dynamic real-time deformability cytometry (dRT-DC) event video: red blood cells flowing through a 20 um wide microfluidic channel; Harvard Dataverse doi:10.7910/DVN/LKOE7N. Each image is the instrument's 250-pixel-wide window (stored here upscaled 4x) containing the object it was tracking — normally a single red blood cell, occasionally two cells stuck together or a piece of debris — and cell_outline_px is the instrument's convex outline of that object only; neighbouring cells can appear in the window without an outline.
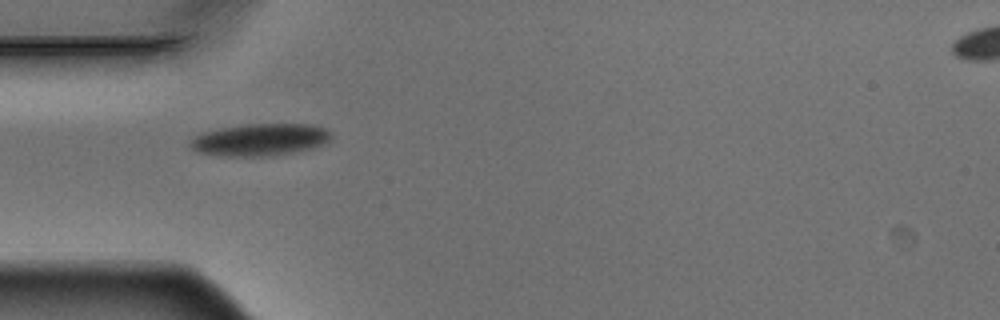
{"species": "Egyptian fruit bat (a non-hibernating species)", "species_latin": "Rousettus aegyptiacus", "temperature_condition": "warm", "stored_images_in_passage": 3, "camera_frame_rate_fps": 3000, "um_per_image_px": 0.085, "animal": {"sex": "male"}, "frame": {"image": 1, "passage_image": 1, "time_ms": 0.0, "image_size_px": [1000, 320], "cell_outline_px": [[332, 136], [328, 140], [312, 148], [288, 152], [260, 156], [220, 156], [196, 152], [188, 144], [200, 132], [220, 128], [244, 124], [312, 124], [328, 128], [332, 132]], "centroid_in_image_um": [22.07, 11.85], "position_along_channel_um": 62.9, "area_um2": 26.3}}
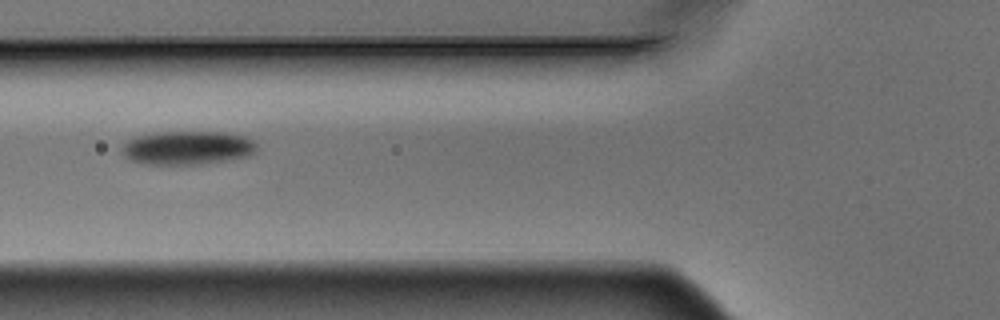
{"frame": {"image": 2, "passage_image": 2, "time_ms": 0.333, "image_size_px": [1000, 320], "cell_outline_px": [[256, 148], [248, 156], [228, 160], [200, 164], [140, 164], [128, 160], [120, 152], [120, 148], [128, 140], [136, 136], [156, 132], [228, 132], [244, 136], [252, 140], [256, 144]], "centroid_in_image_um": [15.86, 12.56], "position_along_channel_um": 109.9, "area_um2": 26.65}}
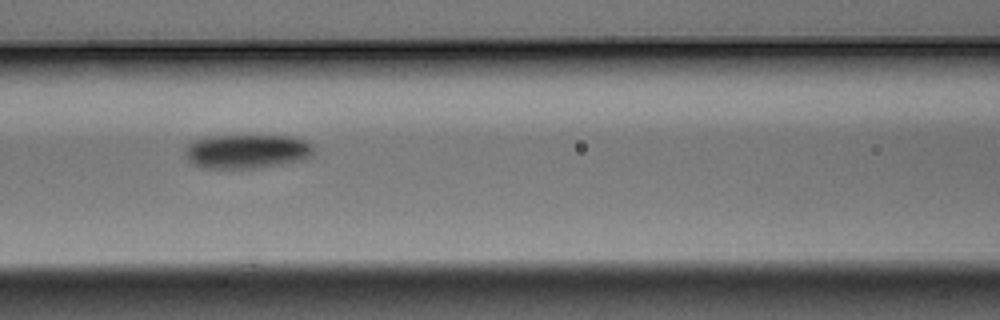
{"frame": {"image": 3, "passage_image": 3, "time_ms": 0.667, "image_size_px": [1000, 320], "cell_outline_px": [[312, 152], [304, 160], [256, 168], [200, 168], [188, 164], [184, 156], [184, 148], [192, 140], [212, 136], [292, 136], [304, 140], [312, 144]], "centroid_in_image_um": [20.88, 12.87], "position_along_channel_um": 145.7, "area_um2": 25.84}}